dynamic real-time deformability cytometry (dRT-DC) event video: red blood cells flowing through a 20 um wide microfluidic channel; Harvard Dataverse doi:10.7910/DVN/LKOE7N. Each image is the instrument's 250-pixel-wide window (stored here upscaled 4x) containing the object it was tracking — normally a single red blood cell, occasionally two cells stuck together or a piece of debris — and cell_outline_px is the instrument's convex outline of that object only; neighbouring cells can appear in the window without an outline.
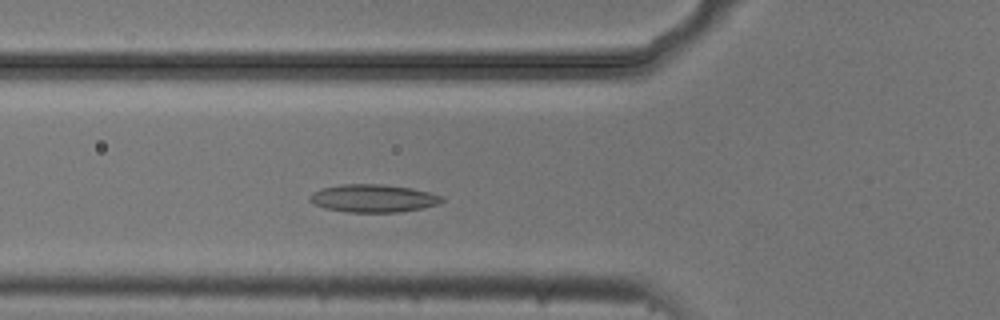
{"species": "common noctule bat (a hibernating species)", "species_latin": "Nyctalus noctula", "temperature_condition": "cold", "stored_images_in_passage": 4, "camera_frame_rate_fps": 3000, "um_per_image_px": 0.085, "animal": {"sex": "male", "body_mass_g": 20.5, "forearm_length_mm": 52.5}, "frame": {"image": 1, "passage_image": 4, "time_ms": 1.0, "image_size_px": [1000, 320], "cell_outline_px": [[444, 200], [436, 204], [420, 208], [400, 212], [344, 212], [324, 208], [312, 204], [308, 200], [308, 196], [312, 192], [320, 188], [340, 184], [380, 184], [412, 188], [428, 192], [440, 196]], "centroid_in_image_um": [31.61, 16.85], "position_along_channel_um": 94.2, "area_um2": 21.5}}